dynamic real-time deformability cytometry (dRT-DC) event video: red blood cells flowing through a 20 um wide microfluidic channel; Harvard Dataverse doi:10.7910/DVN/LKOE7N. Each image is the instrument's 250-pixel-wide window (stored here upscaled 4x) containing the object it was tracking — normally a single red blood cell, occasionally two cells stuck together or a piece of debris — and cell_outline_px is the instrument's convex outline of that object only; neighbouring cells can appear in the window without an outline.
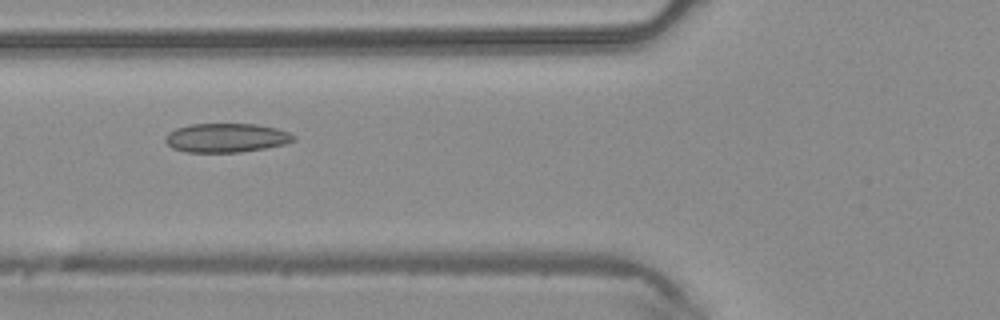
{"species": "common noctule bat (a hibernating species)", "species_latin": "Nyctalus noctula", "temperature_condition": "warm", "stored_images_in_passage": 3, "camera_frame_rate_fps": 3000, "um_per_image_px": 0.085, "animal": {"sex": "male", "body_mass_g": 20.4}, "frame": {"image": 1, "passage_image": 3, "time_ms": 0.667, "image_size_px": [1000, 320], "cell_outline_px": [[296, 140], [284, 144], [264, 148], [240, 152], [188, 152], [172, 148], [164, 140], [168, 132], [176, 128], [188, 124], [256, 124], [276, 128], [288, 132], [296, 136]], "centroid_in_image_um": [19.22, 11.71], "position_along_channel_um": 106.6, "area_um2": 21.68}}